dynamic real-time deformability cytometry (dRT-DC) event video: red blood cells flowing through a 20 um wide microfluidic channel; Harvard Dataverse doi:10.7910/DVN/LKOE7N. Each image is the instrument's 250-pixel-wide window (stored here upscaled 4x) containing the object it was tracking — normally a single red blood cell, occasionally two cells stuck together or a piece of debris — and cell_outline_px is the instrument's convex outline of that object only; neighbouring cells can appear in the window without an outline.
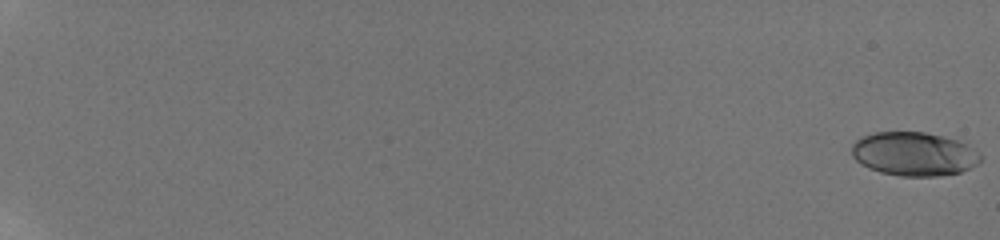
{"species": "human", "species_latin": "Homo sapiens", "temperature_condition": "room temperature", "stored_images_in_passage": 60, "camera_frame_rate_fps": 3000, "um_per_image_px": 0.085, "donor": {"sex": "male"}, "frame": {"image": 1, "passage_image": 1, "time_ms": 0.0, "image_size_px": [1000, 240], "cell_outline_px": [[980, 160], [976, 164], [960, 172], [936, 176], [900, 176], [880, 172], [868, 168], [860, 164], [852, 156], [852, 144], [856, 140], [864, 136], [876, 132], [924, 132], [956, 140], [980, 152]], "centroid_in_image_um": [77.65, 13.09], "position_along_channel_um": 7.4, "area_um2": 32.54}}
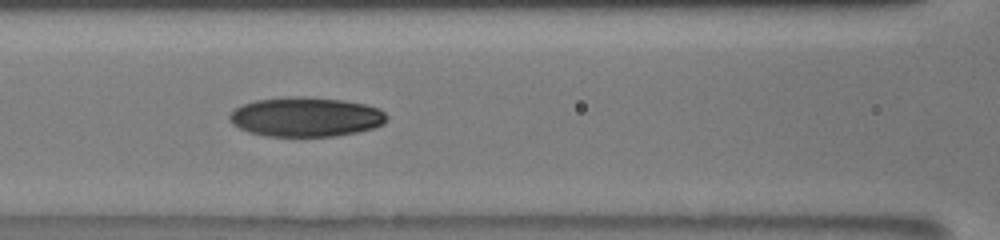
{"frame": {"image": 2, "passage_image": 32, "time_ms": 10.333, "image_size_px": [1000, 240], "cell_outline_px": [[388, 116], [384, 124], [372, 128], [356, 132], [336, 136], [264, 136], [248, 132], [232, 124], [228, 120], [228, 116], [236, 108], [244, 104], [256, 100], [288, 96], [300, 96], [344, 100], [364, 104], [380, 108]], "centroid_in_image_um": [25.99, 9.94], "position_along_channel_um": 140.6, "area_um2": 36.3}}
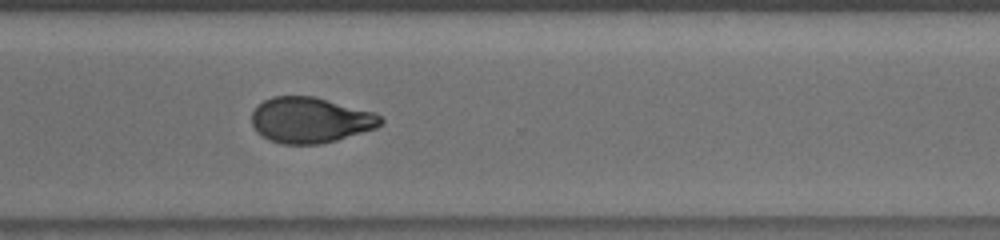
{"frame": {"image": 3, "passage_image": 48, "time_ms": 15.667, "image_size_px": [1000, 240], "cell_outline_px": [[384, 120], [376, 128], [336, 140], [320, 144], [280, 144], [268, 140], [256, 132], [252, 124], [252, 112], [264, 100], [272, 96], [316, 96], [376, 112]], "centroid_in_image_um": [26.38, 10.2], "position_along_channel_um": 344.2, "area_um2": 34.56}, "authors_computed_cell_mechanics": {"area_um2": 33.7841, "velocity_mm_per_s": 3.8278, "shape_relaxation_time_tau1_ms": 5.2318, "shape_relaxation_time_tau2_ms": 3.1224, "deformation_change_tau1": 0.1819, "deformation_change_tau2": 0.0671}}